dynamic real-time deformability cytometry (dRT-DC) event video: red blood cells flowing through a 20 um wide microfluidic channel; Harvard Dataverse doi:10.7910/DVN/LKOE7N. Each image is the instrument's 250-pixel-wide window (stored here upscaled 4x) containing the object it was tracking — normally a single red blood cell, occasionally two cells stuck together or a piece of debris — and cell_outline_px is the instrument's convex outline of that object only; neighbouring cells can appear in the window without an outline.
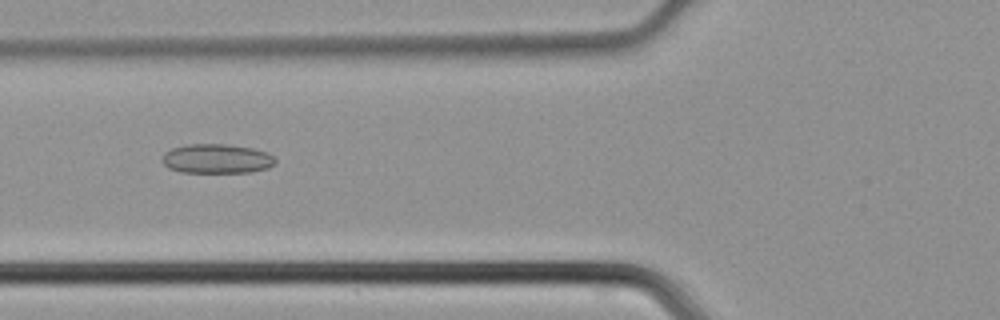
{"species": "common noctule bat (a hibernating species)", "species_latin": "Nyctalus noctula", "temperature_condition": "cold", "stored_images_in_passage": 33, "camera_frame_rate_fps": 3000, "um_per_image_px": 0.085, "animal": {"sex": "male", "body_mass_g": 21.5, "forearm_length_mm": 52.0}, "frame": {"image": 1, "passage_image": 5, "time_ms": 1.333, "image_size_px": [1000, 320], "cell_outline_px": [[276, 160], [268, 168], [248, 172], [180, 172], [168, 168], [160, 160], [164, 152], [172, 148], [188, 144], [228, 144], [252, 148], [268, 152]], "centroid_in_image_um": [18.38, 13.48], "position_along_channel_um": 107.4, "area_um2": 19.42}}
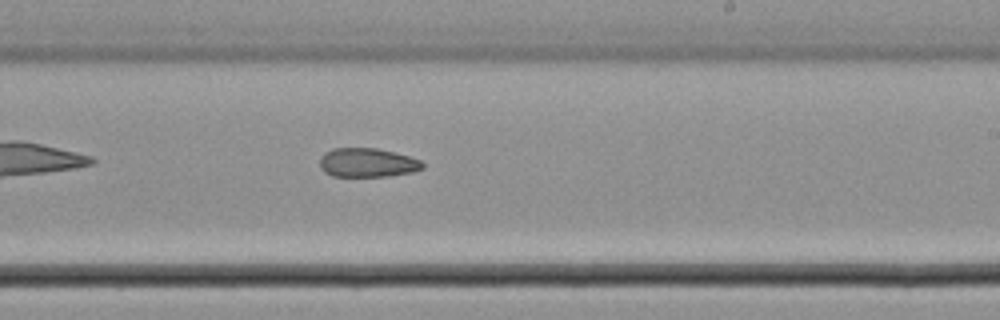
{"frame": {"image": 2, "passage_image": 15, "time_ms": 4.667, "image_size_px": [1000, 320], "cell_outline_px": [[424, 168], [412, 172], [388, 176], [332, 176], [324, 172], [320, 168], [320, 156], [324, 152], [332, 148], [376, 148], [408, 156], [420, 160], [424, 164]], "centroid_in_image_um": [31.19, 13.82], "position_along_channel_um": 257.8, "area_um2": 17.4}}
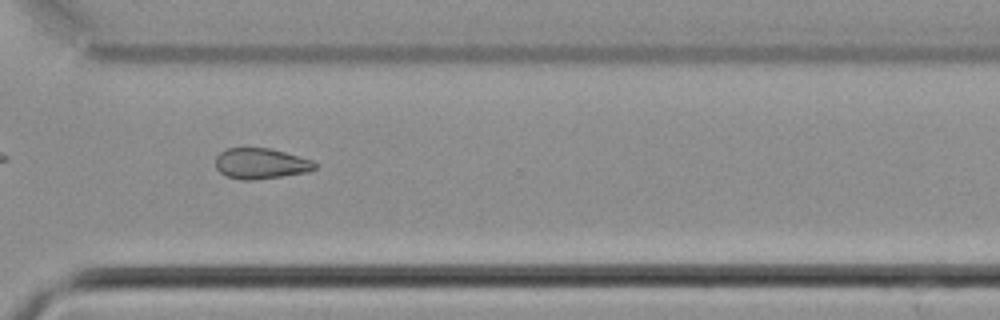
{"frame": {"image": 3, "passage_image": 21, "time_ms": 6.667, "image_size_px": [1000, 320], "cell_outline_px": [[316, 168], [308, 172], [252, 180], [240, 180], [228, 176], [220, 172], [216, 168], [216, 156], [220, 152], [228, 148], [268, 148], [284, 152], [312, 160], [316, 164]], "centroid_in_image_um": [22.15, 13.9], "position_along_channel_um": 348.4, "area_um2": 17.57}}